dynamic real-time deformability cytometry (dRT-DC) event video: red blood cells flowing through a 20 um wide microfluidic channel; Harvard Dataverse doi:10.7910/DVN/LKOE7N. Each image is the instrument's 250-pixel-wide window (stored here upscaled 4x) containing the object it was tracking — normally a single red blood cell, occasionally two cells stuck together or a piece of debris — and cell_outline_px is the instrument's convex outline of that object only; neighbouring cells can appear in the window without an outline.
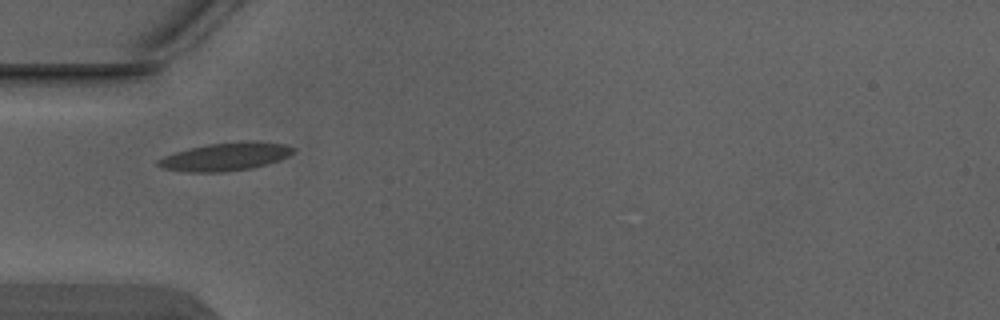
{"species": "Egyptian fruit bat (a non-hibernating species)", "species_latin": "Rousettus aegyptiacus", "temperature_condition": "warm", "stored_images_in_passage": 5, "camera_frame_rate_fps": 3000, "um_per_image_px": 0.085, "animal": {"sex": "male"}, "frame": {"image": 1, "passage_image": 4, "time_ms": 1.0, "image_size_px": [1000, 320], "cell_outline_px": [[296, 152], [280, 160], [252, 168], [224, 172], [188, 172], [164, 168], [156, 164], [156, 160], [164, 156], [176, 152], [208, 144], [244, 140], [252, 140], [288, 144], [296, 148]], "centroid_in_image_um": [19.25, 13.3], "position_along_channel_um": 65.8, "area_um2": 22.31}}
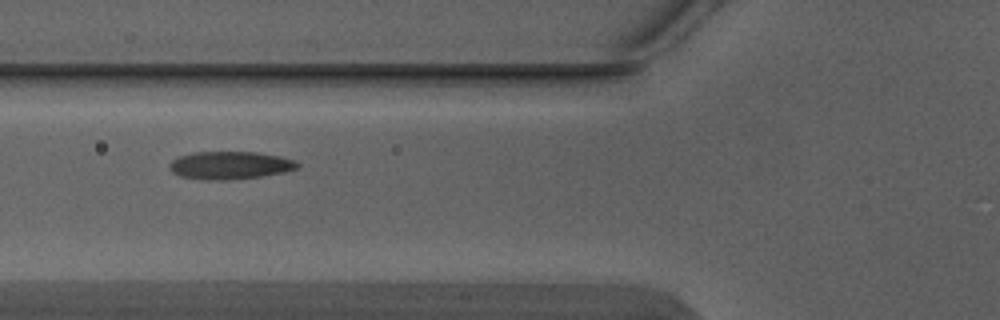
{"frame": {"image": 2, "passage_image": 5, "time_ms": 1.333, "image_size_px": [1000, 320], "cell_outline_px": [[300, 168], [284, 172], [260, 176], [228, 180], [208, 180], [180, 176], [172, 172], [168, 164], [172, 160], [180, 156], [192, 152], [256, 152], [280, 156], [296, 160], [300, 164]], "centroid_in_image_um": [19.57, 14.04], "position_along_channel_um": 106.2, "area_um2": 20.81}}